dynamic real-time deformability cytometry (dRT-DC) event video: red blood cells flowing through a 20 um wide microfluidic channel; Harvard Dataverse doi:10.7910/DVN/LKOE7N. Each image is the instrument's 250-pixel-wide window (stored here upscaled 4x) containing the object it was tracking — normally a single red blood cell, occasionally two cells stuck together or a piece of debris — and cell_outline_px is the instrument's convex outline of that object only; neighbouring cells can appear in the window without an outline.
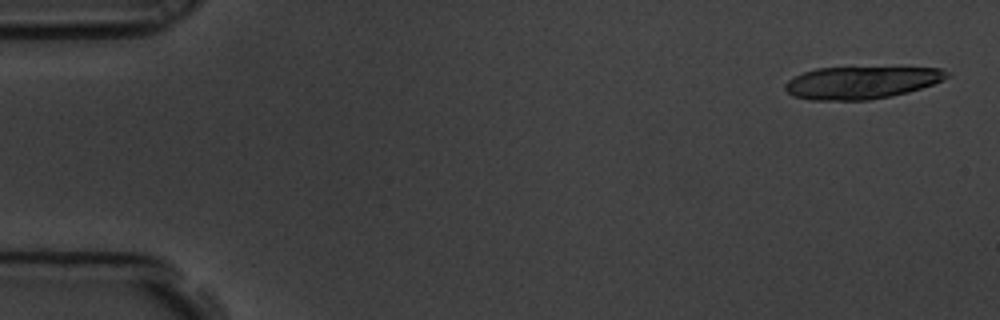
{"species": "common noctule bat (a hibernating species)", "species_latin": "Nyctalus noctula", "temperature_condition": "room temperature", "stored_images_in_passage": 6, "segment_of_instrument_passage": [2, 2], "camera_frame_rate_fps": 3000, "um_per_image_px": 0.085, "animal": {"sex": "male", "body_mass_g": 19.5, "forearm_length_mm": 54.6}, "frame": {"image": 1, "passage_image": 6, "time_ms": 1.667, "image_size_px": [1000, 320], "cell_outline_px": [[948, 76], [944, 80], [908, 92], [892, 96], [868, 100], [808, 100], [792, 96], [784, 88], [784, 84], [788, 80], [804, 72], [816, 68], [940, 68], [948, 72]], "centroid_in_image_um": [73.17, 7.03], "position_along_channel_um": 11.8, "area_um2": 30.29}}